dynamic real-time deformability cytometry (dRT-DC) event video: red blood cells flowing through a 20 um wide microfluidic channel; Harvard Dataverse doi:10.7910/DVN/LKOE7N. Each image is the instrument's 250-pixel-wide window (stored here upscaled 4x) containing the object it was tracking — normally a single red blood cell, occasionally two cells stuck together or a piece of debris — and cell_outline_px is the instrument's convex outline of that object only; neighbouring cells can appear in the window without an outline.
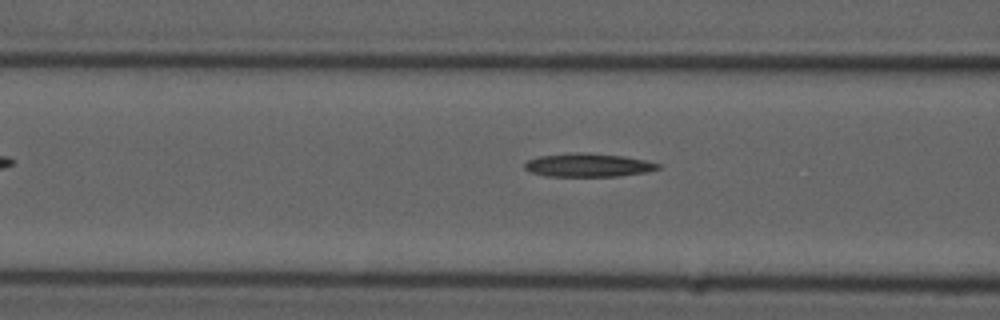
{"species": "common noctule bat (a hibernating species)", "species_latin": "Nyctalus noctula", "temperature_condition": "cold", "stored_images_in_passage": 7, "camera_frame_rate_fps": 3000, "um_per_image_px": 0.085, "animal": {"sex": "male", "forearm_length_mm": 52.5}, "frame": {"image": 1, "passage_image": 5, "time_ms": 1.333, "image_size_px": [1000, 320], "cell_outline_px": [[660, 168], [648, 172], [616, 176], [544, 176], [532, 172], [524, 168], [524, 164], [528, 160], [540, 156], [576, 152], [584, 152], [624, 156], [644, 160], [660, 164]], "centroid_in_image_um": [50.0, 14.03], "position_along_channel_um": 116.6, "area_um2": 18.15}}